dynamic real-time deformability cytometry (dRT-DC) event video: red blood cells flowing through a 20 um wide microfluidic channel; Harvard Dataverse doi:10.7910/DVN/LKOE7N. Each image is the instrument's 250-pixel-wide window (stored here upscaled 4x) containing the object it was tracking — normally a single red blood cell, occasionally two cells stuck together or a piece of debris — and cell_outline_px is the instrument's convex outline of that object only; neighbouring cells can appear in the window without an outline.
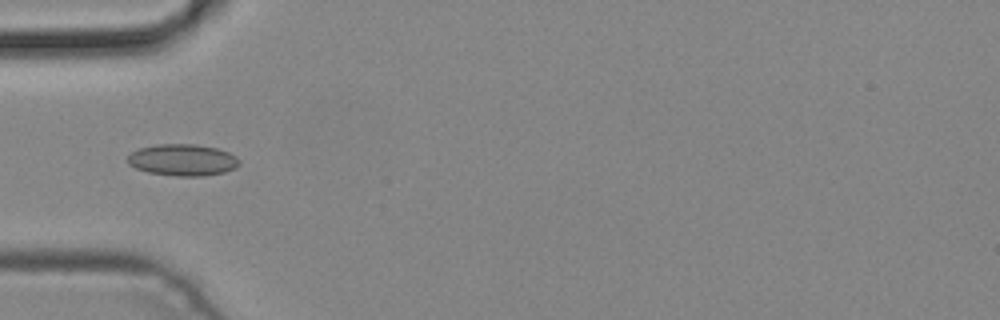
{"species": "common noctule bat (a hibernating species)", "species_latin": "Nyctalus noctula", "temperature_condition": "cold", "stored_images_in_passage": 3, "camera_frame_rate_fps": 3000, "um_per_image_px": 0.085, "animal": {"sex": "male", "body_mass_g": 19.2, "forearm_length_mm": 51.8}, "frame": {"image": 1, "passage_image": 3, "time_ms": 0.667, "image_size_px": [1000, 320], "cell_outline_px": [[240, 164], [236, 168], [224, 172], [204, 176], [176, 176], [148, 172], [136, 168], [128, 164], [128, 156], [132, 152], [140, 148], [156, 144], [196, 144], [216, 148], [228, 152], [236, 156], [240, 160]], "centroid_in_image_um": [15.55, 13.6], "position_along_channel_um": 69.5, "area_um2": 20.63}}